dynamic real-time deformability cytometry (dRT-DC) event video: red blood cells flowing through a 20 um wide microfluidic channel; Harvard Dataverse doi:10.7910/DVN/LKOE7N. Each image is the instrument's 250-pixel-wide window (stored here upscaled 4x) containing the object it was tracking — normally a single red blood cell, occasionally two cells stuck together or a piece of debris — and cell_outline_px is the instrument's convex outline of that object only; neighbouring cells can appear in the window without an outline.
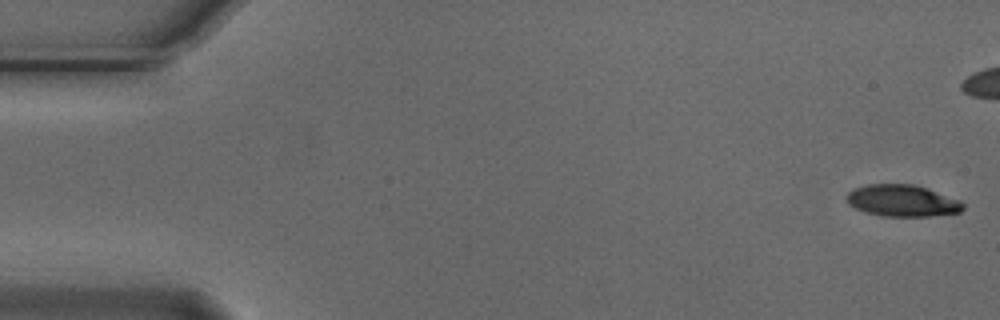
{"species": "Egyptian fruit bat (a non-hibernating species)", "species_latin": "Rousettus aegyptiacus", "temperature_condition": "cold", "stored_images_in_passage": 44, "camera_frame_rate_fps": 3000, "um_per_image_px": 0.085, "animal": {"sex": "male"}, "frame": {"image": 1, "passage_image": 1, "time_ms": 0.0, "image_size_px": [1000, 320], "cell_outline_px": [[964, 208], [960, 212], [928, 216], [884, 216], [868, 212], [856, 208], [848, 204], [848, 192], [852, 188], [868, 184], [912, 184], [928, 188], [960, 200], [964, 204]], "centroid_in_image_um": [76.71, 17.04], "position_along_channel_um": 8.3, "area_um2": 21.39}}
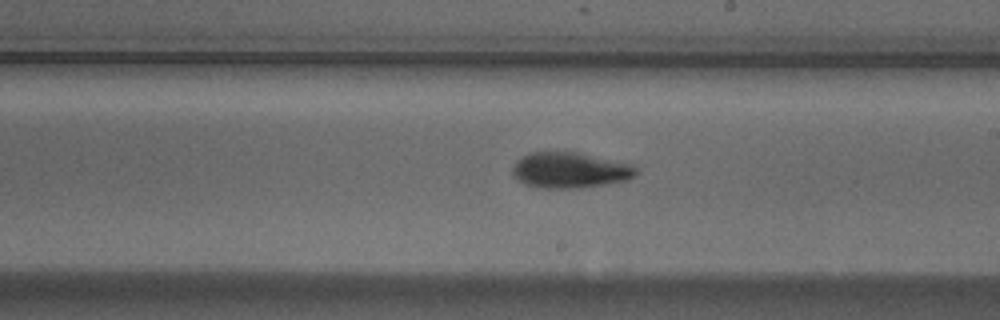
{"frame": {"image": 2, "passage_image": 31, "time_ms": 10.0, "image_size_px": [1000, 320], "cell_outline_px": [[640, 168], [636, 176], [628, 180], [580, 188], [540, 188], [524, 184], [516, 180], [512, 176], [512, 168], [516, 160], [520, 156], [528, 152], [580, 152], [632, 164]], "centroid_in_image_um": [48.44, 14.46], "position_along_channel_um": 240.6, "area_um2": 26.3}}
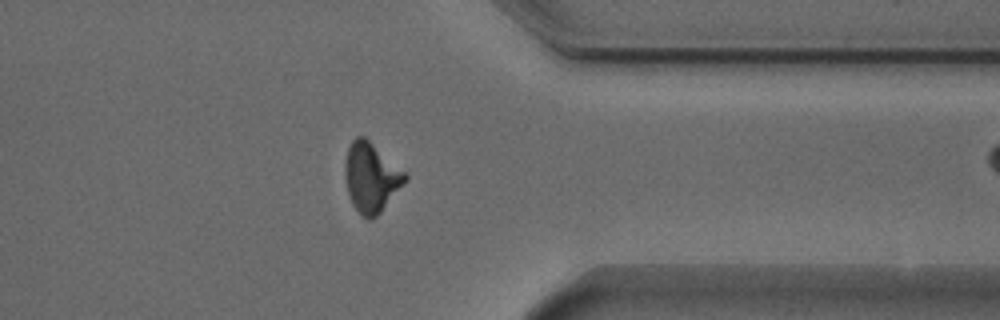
{"frame": {"image": 3, "passage_image": 43, "time_ms": 14.0, "image_size_px": [1000, 320], "cell_outline_px": [[408, 180], [380, 212], [372, 220], [368, 220], [352, 204], [348, 192], [344, 176], [344, 164], [348, 148], [352, 140], [356, 136], [364, 136], [404, 172], [408, 176]], "centroid_in_image_um": [31.53, 15.08], "position_along_channel_um": 379.9, "area_um2": 23.99}}